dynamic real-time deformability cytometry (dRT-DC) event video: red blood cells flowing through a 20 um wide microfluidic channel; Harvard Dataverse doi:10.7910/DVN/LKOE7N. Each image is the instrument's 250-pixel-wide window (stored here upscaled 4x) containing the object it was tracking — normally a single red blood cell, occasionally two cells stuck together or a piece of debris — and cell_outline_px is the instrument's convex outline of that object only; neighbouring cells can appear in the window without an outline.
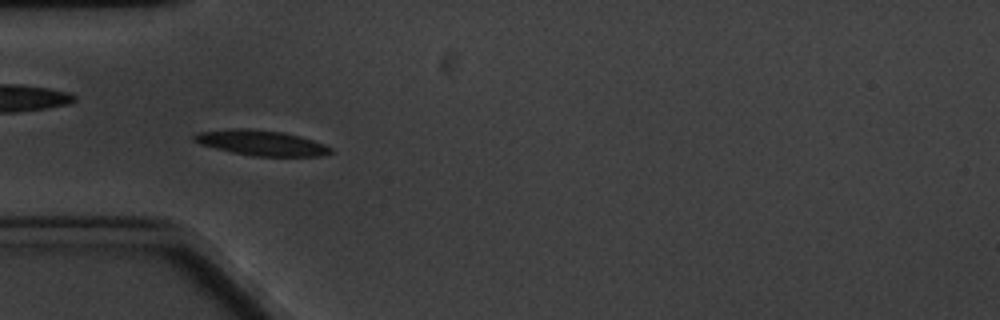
{"species": "common noctule bat (a hibernating species)", "species_latin": "Nyctalus noctula", "temperature_condition": "cold", "stored_images_in_passage": 61, "camera_frame_rate_fps": 3000, "um_per_image_px": 0.085, "animal": {"sex": "male", "body_mass_g": 20.1, "forearm_length_mm": 53.5}, "frame": {"image": 1, "passage_image": 18, "time_ms": 5.667, "image_size_px": [1000, 320], "cell_outline_px": [[336, 152], [324, 156], [252, 156], [232, 152], [200, 144], [192, 140], [192, 136], [196, 132], [228, 128], [248, 128], [284, 132], [300, 136], [324, 144], [332, 148]], "centroid_in_image_um": [22.21, 12.14], "position_along_channel_um": 62.8, "area_um2": 20.4}}
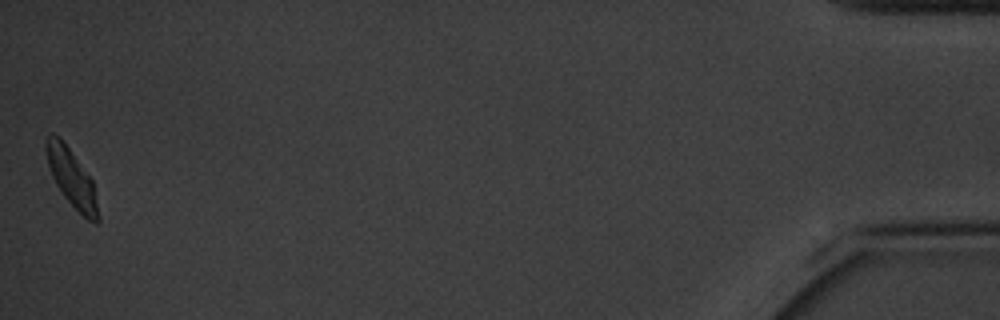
{"frame": {"image": 2, "passage_image": 61, "time_ms": 20.0, "image_size_px": [1000, 320], "cell_outline_px": [[100, 220], [96, 224], [88, 220], [64, 196], [56, 184], [52, 176], [48, 164], [44, 148], [44, 140], [48, 132], [52, 132], [60, 136], [92, 180], [100, 216]], "centroid_in_image_um": [6.06, 15.07], "position_along_channel_um": 429.1, "area_um2": 17.46}, "authors_computed_cell_mechanics": {"area_um2": 18.8428, "velocity_mm_per_s": 3.2227, "shape_relaxation_time_tau1_ms": 2.5005, "shape_relaxation_time_tau2_ms": 5.9055, "deformation_change_tau1": 0.117, "deformation_change_tau2": 0.1113}}